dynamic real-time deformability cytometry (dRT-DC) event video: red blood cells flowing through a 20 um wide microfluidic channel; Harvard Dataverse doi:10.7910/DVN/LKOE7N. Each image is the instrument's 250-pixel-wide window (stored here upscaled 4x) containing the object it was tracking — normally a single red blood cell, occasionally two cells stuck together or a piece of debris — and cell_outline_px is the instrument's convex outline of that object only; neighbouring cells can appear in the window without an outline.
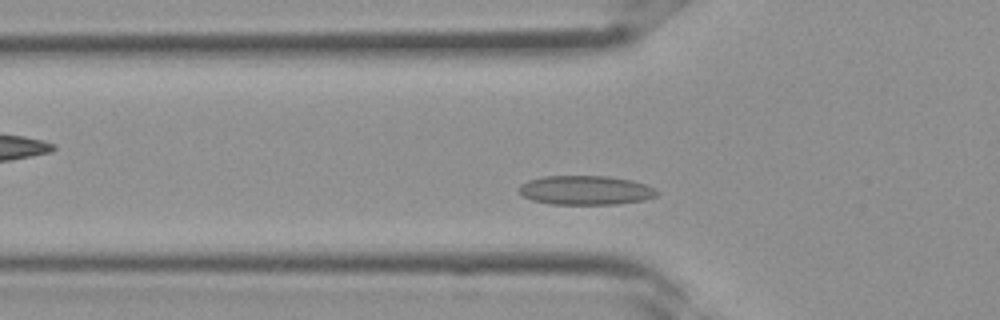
{"species": "Egyptian fruit bat (a non-hibernating species)", "species_latin": "Rousettus aegyptiacus", "temperature_condition": "room temperature", "stored_images_in_passage": 26, "camera_frame_rate_fps": 3000, "um_per_image_px": 0.085, "frame": {"image": 1, "passage_image": 5, "time_ms": 1.333, "image_size_px": [1000, 320], "cell_outline_px": [[660, 192], [656, 196], [644, 200], [616, 204], [552, 204], [532, 200], [524, 196], [520, 192], [520, 184], [528, 180], [544, 176], [608, 176], [632, 180], [644, 184]], "centroid_in_image_um": [49.78, 16.17], "position_along_channel_um": 76.0, "area_um2": 23.35}}
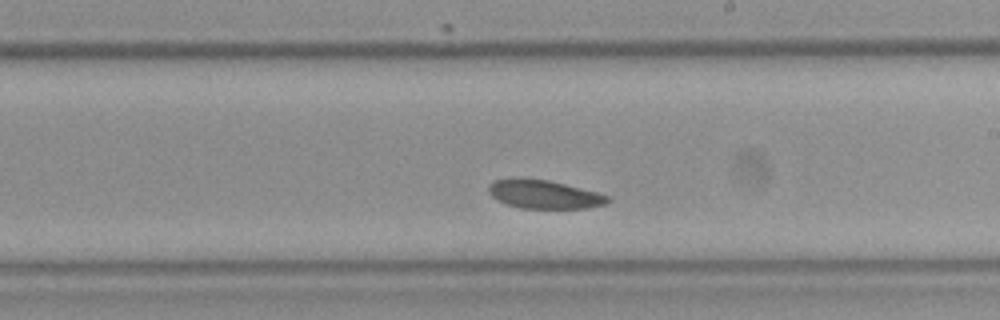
{"frame": {"image": 2, "passage_image": 14, "time_ms": 4.333, "image_size_px": [1000, 320], "cell_outline_px": [[612, 200], [604, 204], [588, 208], [520, 208], [496, 200], [488, 192], [488, 184], [496, 180], [512, 176], [548, 180], [596, 192], [608, 196]], "centroid_in_image_um": [46.18, 16.5], "position_along_channel_um": 242.8, "area_um2": 19.94}}
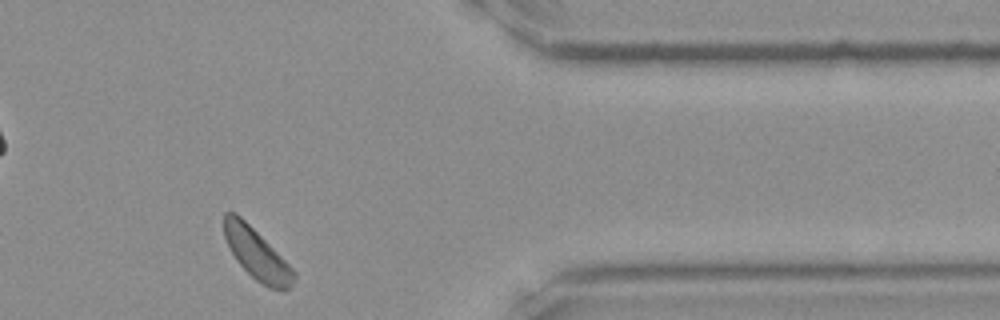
{"frame": {"image": 3, "passage_image": 23, "time_ms": 7.333, "image_size_px": [1000, 320], "cell_outline_px": [[296, 276], [292, 284], [284, 292], [268, 288], [256, 280], [236, 260], [224, 236], [224, 212], [236, 212], [296, 272]], "centroid_in_image_um": [21.83, 21.63], "position_along_channel_um": 389.6, "area_um2": 20.11}}